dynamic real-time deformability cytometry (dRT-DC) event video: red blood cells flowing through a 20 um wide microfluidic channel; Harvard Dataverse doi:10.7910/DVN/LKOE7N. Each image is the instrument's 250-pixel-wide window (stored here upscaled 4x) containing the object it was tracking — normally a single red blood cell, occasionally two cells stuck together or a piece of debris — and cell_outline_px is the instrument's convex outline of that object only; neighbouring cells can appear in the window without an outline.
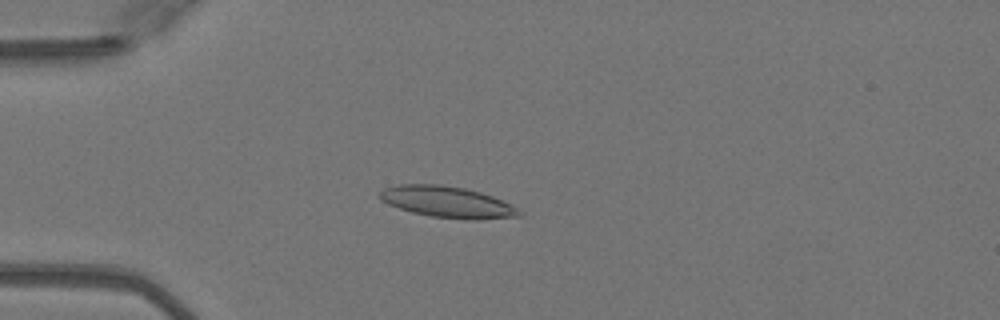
{"species": "Egyptian fruit bat (a non-hibernating species)", "species_latin": "Rousettus aegyptiacus", "temperature_condition": "warm", "stored_images_in_passage": 48, "camera_frame_rate_fps": 3000, "um_per_image_px": 0.085, "animal": {"sex": "female"}, "frame": {"image": 1, "passage_image": 12, "time_ms": 3.667, "image_size_px": [1000, 320], "cell_outline_px": [[524, 216], [476, 220], [472, 220], [432, 216], [412, 212], [388, 204], [380, 200], [376, 196], [384, 188], [400, 184], [440, 184], [464, 188], [480, 192], [492, 196], [512, 204], [524, 212]], "centroid_in_image_um": [38.06, 17.17], "position_along_channel_um": 46.9, "area_um2": 25.61}}
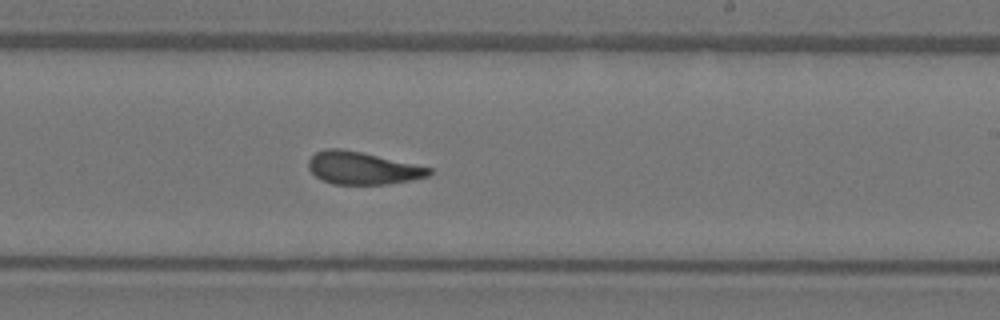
{"frame": {"image": 2, "passage_image": 29, "time_ms": 9.333, "image_size_px": [1000, 320], "cell_outline_px": [[432, 172], [428, 176], [412, 180], [388, 184], [332, 184], [316, 176], [308, 168], [308, 160], [316, 152], [328, 148], [340, 148], [360, 152], [432, 168]], "centroid_in_image_um": [30.8, 14.29], "position_along_channel_um": 258.2, "area_um2": 22.6}}
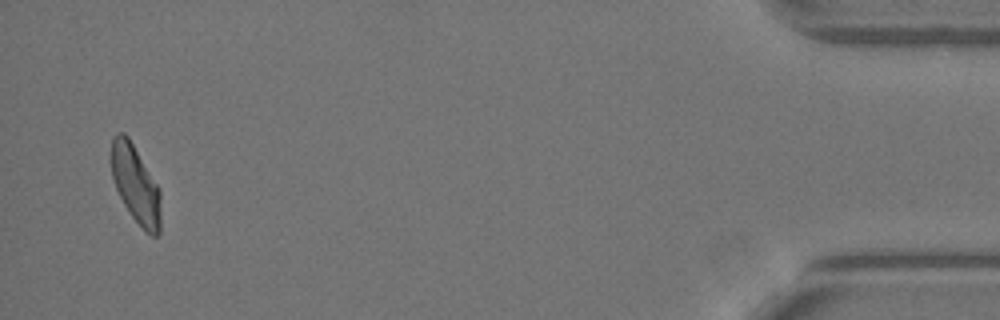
{"frame": {"image": 3, "passage_image": 47, "time_ms": 15.333, "image_size_px": [1000, 320], "cell_outline_px": [[160, 232], [156, 236], [152, 236], [144, 232], [132, 216], [124, 204], [116, 188], [112, 176], [112, 136], [120, 132], [124, 132], [128, 136], [160, 188]], "centroid_in_image_um": [11.55, 15.69], "position_along_channel_um": 423.7, "area_um2": 22.37}, "authors_computed_cell_mechanics": {"area_um2": 23.5824, "velocity_mm_per_s": 4.0721, "shape_relaxation_time_tau1_ms": 7.4786, "shape_relaxation_time_tau2_ms": 1.6035, "deformation_change_tau1": 0.2139, "deformation_change_tau2": 0.0944}}